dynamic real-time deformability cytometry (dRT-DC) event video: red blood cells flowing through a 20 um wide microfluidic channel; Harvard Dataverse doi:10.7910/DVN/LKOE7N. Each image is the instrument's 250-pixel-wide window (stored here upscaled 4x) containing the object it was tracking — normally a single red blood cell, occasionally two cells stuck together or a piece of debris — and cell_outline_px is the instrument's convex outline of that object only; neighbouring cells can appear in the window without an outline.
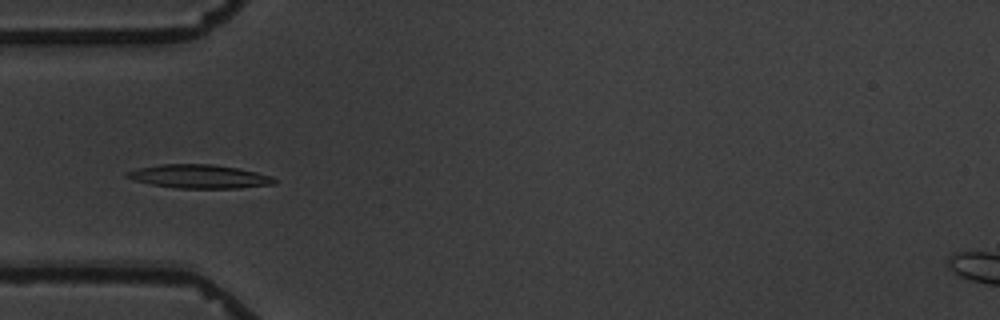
{"species": "common noctule bat (a hibernating species)", "species_latin": "Nyctalus noctula", "temperature_condition": "warm", "stored_images_in_passage": 10, "camera_frame_rate_fps": 3000, "um_per_image_px": 0.085, "animal": {"sex": "male", "body_mass_g": 19.5, "forearm_length_mm": 54.6}, "frame": {"image": 1, "passage_image": 5, "time_ms": 4.667, "image_size_px": [1000, 320], "cell_outline_px": [[276, 184], [240, 188], [176, 188], [152, 184], [136, 180], [124, 176], [124, 172], [140, 168], [160, 164], [212, 164], [240, 168], [272, 176], [276, 180]], "centroid_in_image_um": [16.97, 14.99], "position_along_channel_um": 68.0, "area_um2": 20.29}}
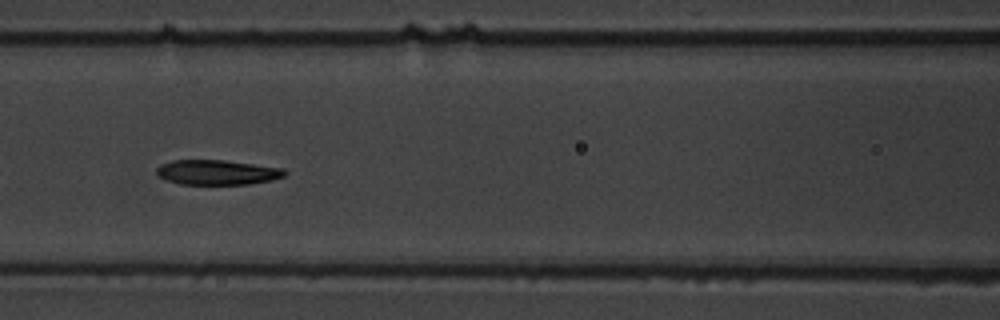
{"frame": {"image": 2, "passage_image": 7, "time_ms": 7.0, "image_size_px": [1000, 320], "cell_outline_px": [[288, 172], [284, 176], [272, 180], [248, 184], [180, 184], [168, 180], [160, 176], [156, 172], [156, 168], [160, 164], [172, 160], [224, 160], [284, 168]], "centroid_in_image_um": [18.48, 14.64], "position_along_channel_um": 148.1, "area_um2": 18.55}}
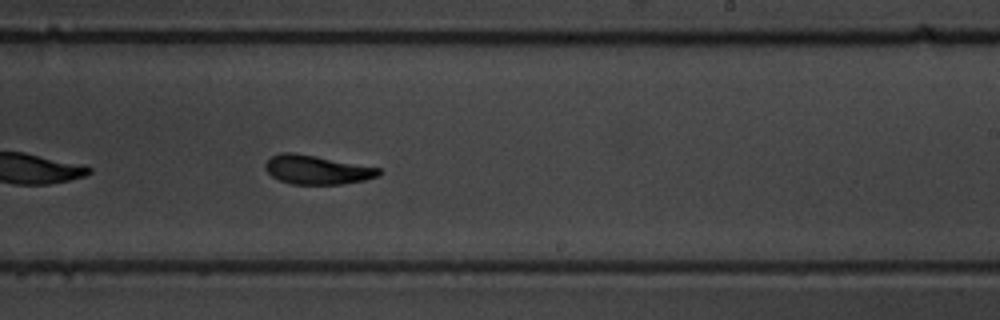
{"frame": {"image": 3, "passage_image": 10, "time_ms": 10.333, "image_size_px": [1000, 320], "cell_outline_px": [[380, 176], [364, 180], [340, 184], [292, 184], [280, 180], [272, 176], [264, 168], [264, 164], [272, 156], [280, 152], [292, 152], [316, 156], [380, 168]], "centroid_in_image_um": [26.92, 14.43], "position_along_channel_um": 262.1, "area_um2": 19.02}}